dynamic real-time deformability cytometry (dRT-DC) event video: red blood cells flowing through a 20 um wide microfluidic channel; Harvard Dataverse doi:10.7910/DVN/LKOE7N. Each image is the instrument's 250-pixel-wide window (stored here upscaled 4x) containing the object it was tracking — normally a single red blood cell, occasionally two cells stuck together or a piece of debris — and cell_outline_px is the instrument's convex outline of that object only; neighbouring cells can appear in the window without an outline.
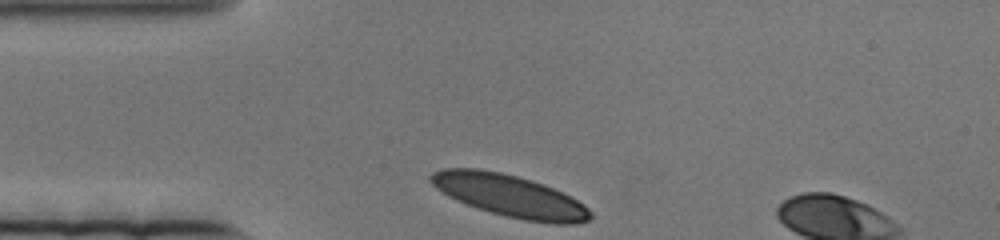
{"species": "human", "species_latin": "Homo sapiens", "temperature_condition": "cold", "stored_images_in_passage": 48, "camera_frame_rate_fps": 3000, "um_per_image_px": 0.085, "donor": {"sex": "female"}, "frame": {"image": 1, "passage_image": 1, "time_ms": 0.0, "image_size_px": [1000, 240], "cell_outline_px": [[592, 216], [588, 220], [576, 224], [552, 224], [524, 220], [492, 212], [456, 200], [448, 196], [436, 188], [428, 180], [428, 176], [432, 172], [440, 168], [476, 168], [500, 172], [532, 180], [552, 188], [584, 204], [592, 212]], "centroid_in_image_um": [43.3, 16.63], "position_along_channel_um": 41.7, "area_um2": 38.9}}
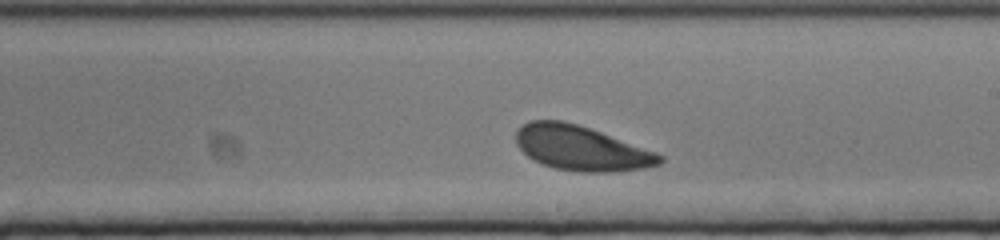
{"frame": {"image": 2, "passage_image": 29, "time_ms": 9.333, "image_size_px": [1000, 240], "cell_outline_px": [[664, 160], [660, 164], [644, 168], [612, 172], [580, 172], [556, 168], [532, 160], [516, 144], [516, 132], [528, 120], [560, 120], [576, 124], [600, 132], [656, 152], [664, 156]], "centroid_in_image_um": [49.4, 12.6], "position_along_channel_um": 239.6, "area_um2": 37.11}}
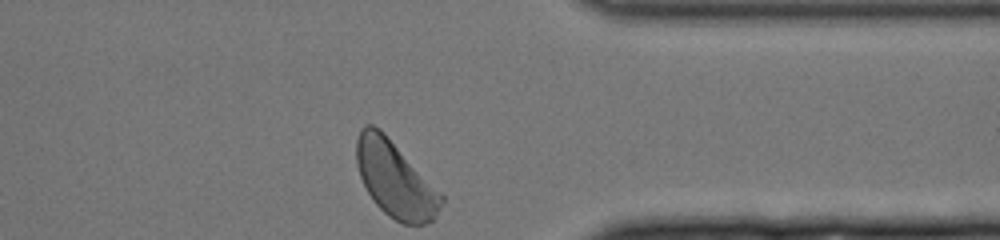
{"frame": {"image": 3, "passage_image": 48, "time_ms": 15.667, "image_size_px": [1000, 240], "cell_outline_px": [[444, 200], [436, 216], [432, 220], [424, 224], [404, 224], [388, 216], [372, 200], [360, 176], [356, 164], [356, 140], [360, 128], [364, 124], [372, 124], [380, 128], [384, 132], [444, 196]], "centroid_in_image_um": [33.56, 15.23], "position_along_channel_um": 377.8, "area_um2": 37.4}}